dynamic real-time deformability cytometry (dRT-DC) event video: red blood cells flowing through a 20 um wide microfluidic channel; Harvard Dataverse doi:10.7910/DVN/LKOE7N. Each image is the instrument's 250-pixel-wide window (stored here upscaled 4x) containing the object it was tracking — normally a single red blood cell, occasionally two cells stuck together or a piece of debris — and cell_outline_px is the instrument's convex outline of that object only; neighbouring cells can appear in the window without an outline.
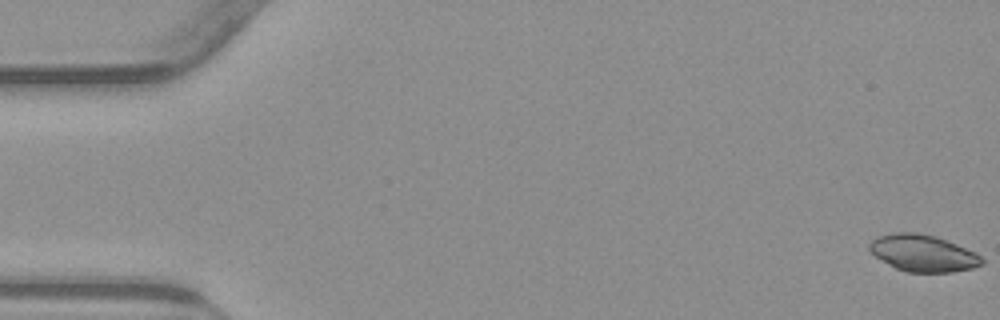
{"species": "common noctule bat (a hibernating species)", "species_latin": "Nyctalus noctula", "temperature_condition": "warm", "stored_images_in_passage": 54, "camera_frame_rate_fps": 3000, "um_per_image_px": 0.085, "animal": {"sex": "male", "body_mass_g": 23.1, "forearm_length_mm": 52.7}, "frame": {"image": 1, "passage_image": 1, "time_ms": 0.0, "image_size_px": [1000, 320], "cell_outline_px": [[984, 264], [972, 268], [952, 272], [908, 272], [896, 268], [888, 264], [876, 256], [868, 248], [868, 244], [876, 236], [892, 232], [916, 232], [936, 236], [976, 252], [984, 260]], "centroid_in_image_um": [78.45, 21.51], "position_along_channel_um": 6.5, "area_um2": 24.16}}
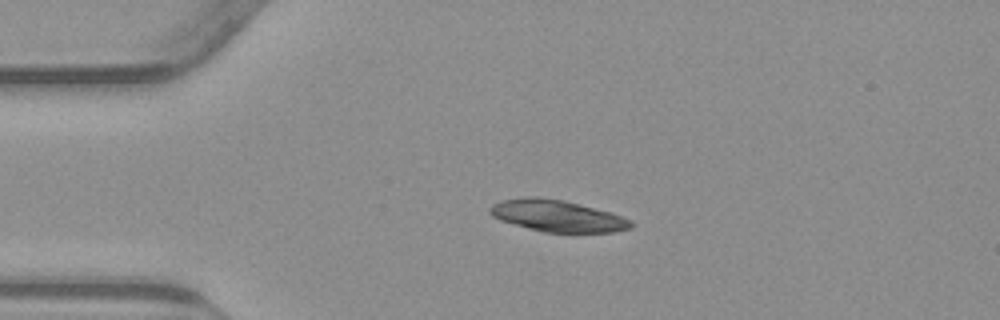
{"frame": {"image": 2, "passage_image": 13, "time_ms": 4.0, "image_size_px": [1000, 320], "cell_outline_px": [[636, 224], [632, 228], [616, 232], [544, 232], [528, 228], [500, 220], [492, 216], [488, 212], [488, 208], [492, 204], [500, 200], [524, 196], [536, 196], [564, 200], [608, 212], [632, 220]], "centroid_in_image_um": [47.34, 18.34], "position_along_channel_um": 37.7, "area_um2": 26.13}}